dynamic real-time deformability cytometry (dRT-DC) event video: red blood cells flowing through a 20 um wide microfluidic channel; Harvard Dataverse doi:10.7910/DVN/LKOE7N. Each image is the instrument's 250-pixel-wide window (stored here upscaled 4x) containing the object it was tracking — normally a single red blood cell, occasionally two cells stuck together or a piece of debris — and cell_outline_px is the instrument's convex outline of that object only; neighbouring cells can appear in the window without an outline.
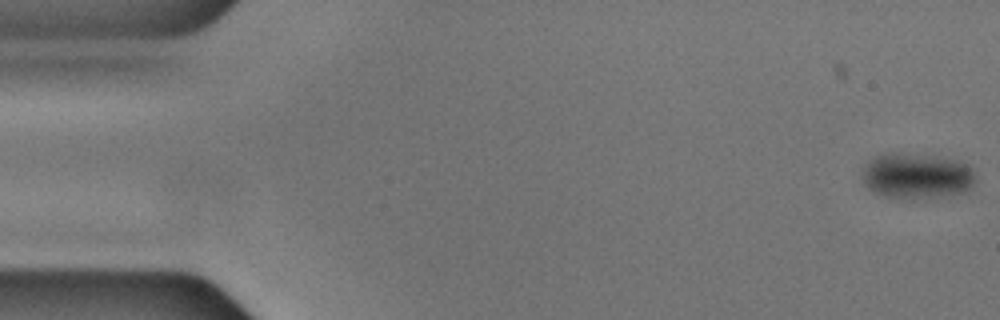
{"species": "common noctule bat (a hibernating species)", "species_latin": "Nyctalus noctula", "temperature_condition": "cold", "stored_images_in_passage": 56, "camera_frame_rate_fps": 3000, "um_per_image_px": 0.085, "animal": {"sex": "male", "body_mass_g": 17.9, "forearm_length_mm": 54.2}, "frame": {"image": 1, "passage_image": 1, "time_ms": 0.0, "image_size_px": [1000, 320], "cell_outline_px": [[976, 180], [972, 188], [968, 192], [948, 196], [888, 196], [876, 192], [868, 188], [864, 184], [860, 176], [864, 164], [876, 156], [896, 152], [932, 156], [956, 160], [968, 164], [972, 168], [976, 176]], "centroid_in_image_um": [77.96, 14.92], "position_along_channel_um": 7.0, "area_um2": 29.88}}
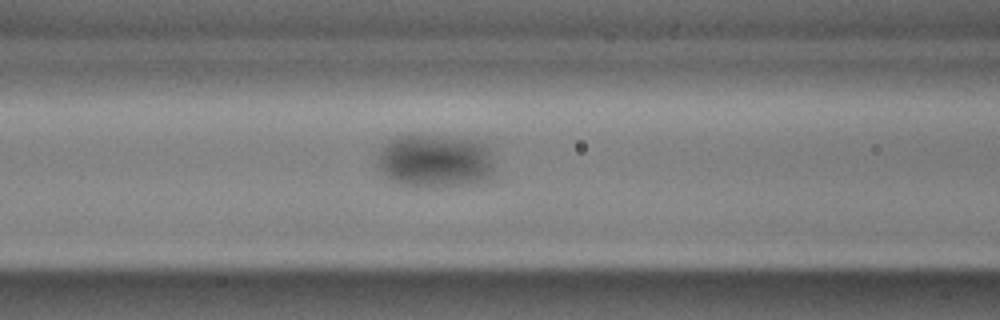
{"frame": {"image": 2, "passage_image": 22, "time_ms": 7.0, "image_size_px": [1000, 320], "cell_outline_px": [[492, 176], [488, 180], [472, 184], [432, 188], [408, 184], [392, 180], [380, 168], [380, 152], [392, 140], [400, 136], [432, 136], [464, 140], [480, 144], [488, 148], [492, 164]], "centroid_in_image_um": [37.04, 13.74], "position_along_channel_um": 129.6, "area_um2": 34.97}}
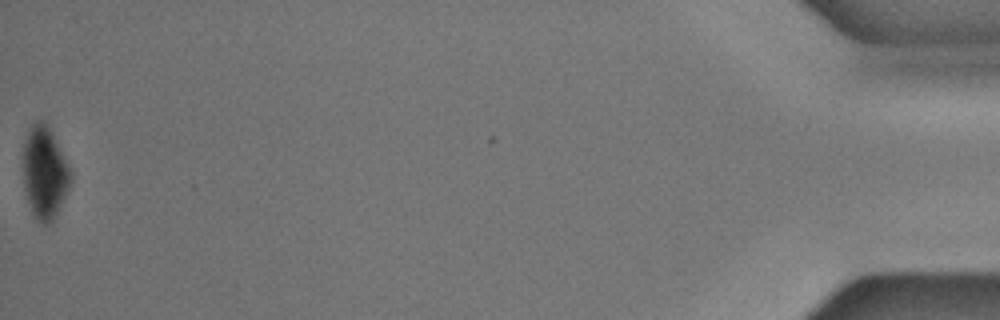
{"frame": {"image": 3, "passage_image": 56, "time_ms": 18.333, "image_size_px": [1000, 320], "cell_outline_px": [[72, 176], [68, 188], [56, 216], [48, 224], [40, 224], [36, 220], [32, 212], [24, 188], [24, 144], [28, 132], [32, 124], [36, 120], [40, 120], [48, 124], [72, 172]], "centroid_in_image_um": [3.8, 14.68], "position_along_channel_um": 431.4, "area_um2": 25.26}}